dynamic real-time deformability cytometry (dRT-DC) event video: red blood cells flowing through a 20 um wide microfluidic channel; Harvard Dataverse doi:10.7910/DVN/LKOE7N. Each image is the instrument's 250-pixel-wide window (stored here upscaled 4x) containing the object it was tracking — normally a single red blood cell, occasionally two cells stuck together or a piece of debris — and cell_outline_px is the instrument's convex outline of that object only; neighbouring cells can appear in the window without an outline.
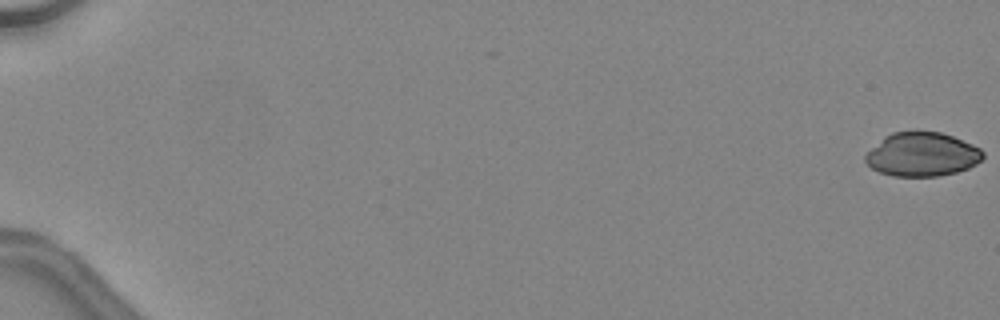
{"species": "common noctule bat (a hibernating species)", "species_latin": "Nyctalus noctula", "temperature_condition": "warm", "stored_images_in_passage": 49, "camera_frame_rate_fps": 3000, "um_per_image_px": 0.085, "animal": {"sex": "female", "body_mass_g": 24.6, "forearm_length_mm": 56.2}, "frame": {"image": 1, "passage_image": 1, "time_ms": 0.0, "image_size_px": [1000, 320], "cell_outline_px": [[984, 156], [976, 164], [968, 168], [956, 172], [936, 176], [892, 176], [880, 172], [872, 168], [864, 160], [864, 156], [884, 136], [892, 132], [916, 128], [940, 132], [952, 136], [972, 144], [980, 148], [984, 152]], "centroid_in_image_um": [78.37, 13.08], "position_along_channel_um": 6.6, "area_um2": 30.52}}
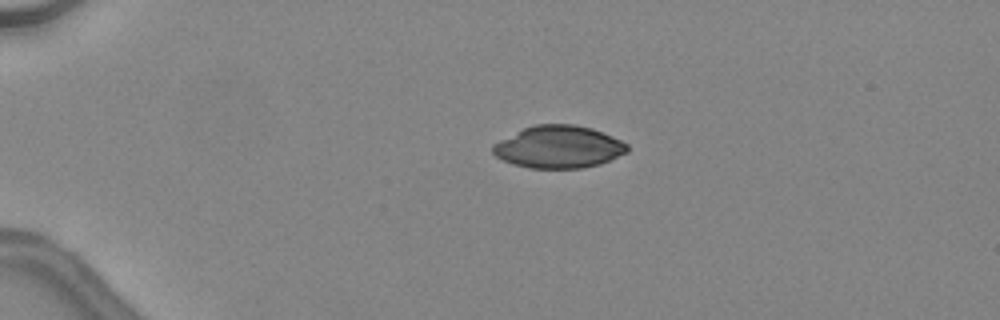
{"frame": {"image": 2, "passage_image": 13, "time_ms": 4.0, "image_size_px": [1000, 320], "cell_outline_px": [[628, 152], [600, 164], [580, 168], [528, 168], [512, 164], [496, 156], [492, 152], [492, 144], [524, 128], [536, 124], [576, 124], [592, 128], [620, 140], [628, 144]], "centroid_in_image_um": [47.48, 12.49], "position_along_channel_um": 37.5, "area_um2": 33.12}}